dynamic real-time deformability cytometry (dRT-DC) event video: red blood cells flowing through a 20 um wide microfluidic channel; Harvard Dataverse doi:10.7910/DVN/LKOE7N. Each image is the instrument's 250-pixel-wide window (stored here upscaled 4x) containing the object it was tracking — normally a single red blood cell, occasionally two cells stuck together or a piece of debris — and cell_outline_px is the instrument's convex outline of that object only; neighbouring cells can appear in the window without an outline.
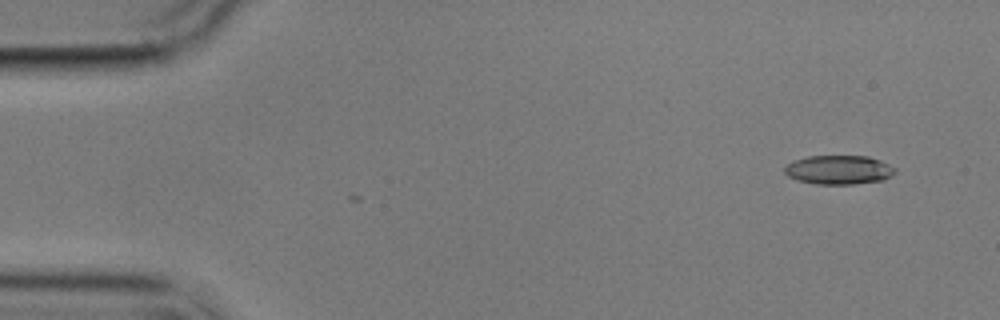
{"species": "common noctule bat (a hibernating species)", "species_latin": "Nyctalus noctula", "temperature_condition": "cold", "stored_images_in_passage": 2, "camera_frame_rate_fps": 3000, "um_per_image_px": 0.085, "animal": {"sex": "male", "body_mass_g": 17.9}, "frame": {"image": 1, "passage_image": 2, "time_ms": 1.0, "image_size_px": [1000, 320], "cell_outline_px": [[896, 172], [892, 176], [884, 180], [852, 184], [816, 184], [796, 180], [788, 176], [784, 172], [784, 168], [792, 160], [808, 156], [868, 156], [880, 160], [896, 168]], "centroid_in_image_um": [71.3, 14.43], "position_along_channel_um": 13.7, "area_um2": 18.84}}